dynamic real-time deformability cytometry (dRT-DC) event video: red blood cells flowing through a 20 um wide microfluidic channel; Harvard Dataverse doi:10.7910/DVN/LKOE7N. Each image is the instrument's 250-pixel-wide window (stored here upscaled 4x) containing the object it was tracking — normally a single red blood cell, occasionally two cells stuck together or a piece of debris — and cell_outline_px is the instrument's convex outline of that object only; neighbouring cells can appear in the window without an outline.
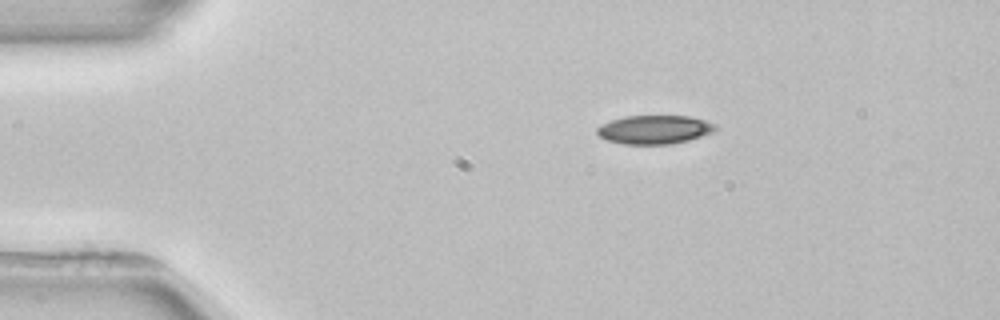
{"species": "common noctule bat (a hibernating species)", "species_latin": "Nyctalus noctula", "temperature_condition": "room temperature", "stored_images_in_passage": 2, "camera_frame_rate_fps": 3000, "um_per_image_px": 0.085, "animal": {"sex": "female", "body_mass_g": 22.7, "forearm_length_mm": 54.2}, "frame": {"image": 1, "passage_image": 1, "time_ms": 0.0, "image_size_px": [1000, 320], "cell_outline_px": [[716, 128], [712, 132], [688, 140], [672, 144], [624, 144], [604, 140], [596, 132], [596, 128], [600, 124], [624, 116], [688, 116], [704, 120], [716, 124]], "centroid_in_image_um": [55.58, 11.01], "position_along_channel_um": 29.4, "area_um2": 19.77}}